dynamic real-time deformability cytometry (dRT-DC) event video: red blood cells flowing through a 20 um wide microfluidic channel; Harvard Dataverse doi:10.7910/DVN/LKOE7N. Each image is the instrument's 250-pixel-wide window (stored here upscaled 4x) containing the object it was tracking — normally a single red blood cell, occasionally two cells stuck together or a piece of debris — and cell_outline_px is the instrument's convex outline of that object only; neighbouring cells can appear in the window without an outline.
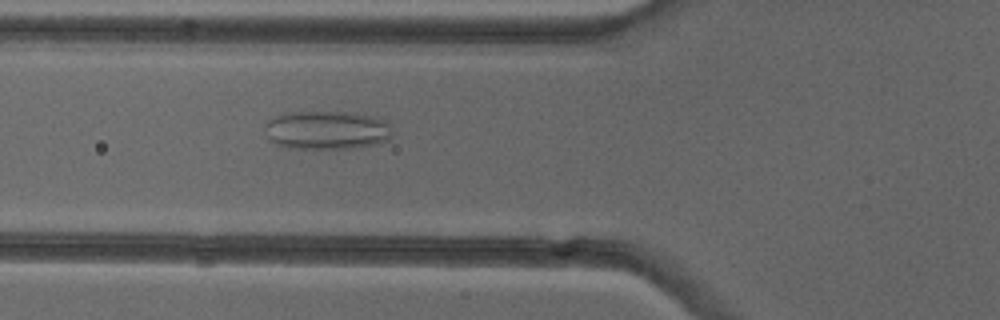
{"species": "common noctule bat (a hibernating species)", "species_latin": "Nyctalus noctula", "temperature_condition": "cold", "stored_images_in_passage": 46, "camera_frame_rate_fps": 3000, "um_per_image_px": 0.085, "animal": {"sex": "female"}, "frame": {"image": 1, "passage_image": 14, "time_ms": 4.333, "image_size_px": [1000, 320], "cell_outline_px": [[388, 140], [380, 144], [356, 148], [288, 148], [276, 144], [268, 140], [264, 124], [268, 120], [276, 116], [292, 112], [348, 112], [372, 116], [384, 120], [388, 124]], "centroid_in_image_um": [27.73, 11.07], "position_along_channel_um": 98.1, "area_um2": 28.55}}
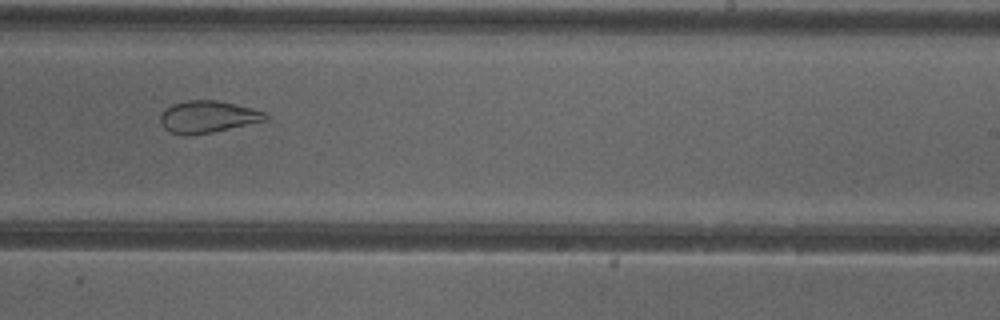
{"frame": {"image": 2, "passage_image": 27, "time_ms": 8.667, "image_size_px": [1000, 320], "cell_outline_px": [[268, 120], [212, 132], [188, 136], [184, 136], [168, 132], [160, 124], [160, 116], [164, 108], [172, 104], [184, 100], [216, 100], [252, 108], [264, 112], [268, 116]], "centroid_in_image_um": [17.6, 9.93], "position_along_channel_um": 271.4, "area_um2": 19.83}}
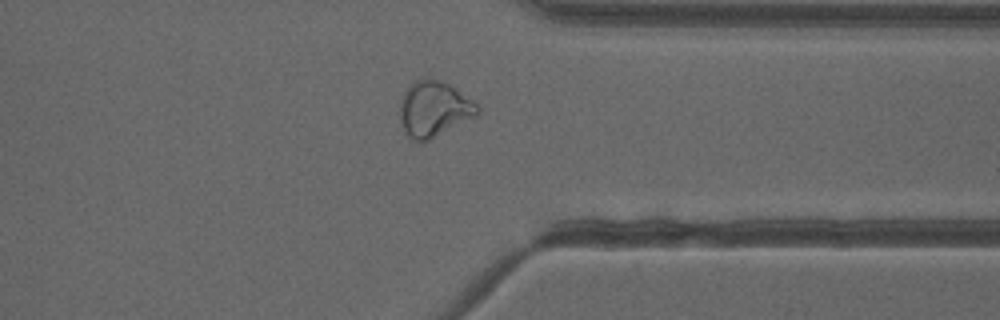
{"frame": {"image": 3, "passage_image": 35, "time_ms": 11.333, "image_size_px": [1000, 320], "cell_outline_px": [[480, 112], [476, 116], [428, 140], [416, 140], [408, 136], [404, 132], [400, 120], [400, 100], [408, 84], [416, 80], [428, 76], [432, 76], [456, 88], [472, 100], [480, 108]], "centroid_in_image_um": [36.87, 9.21], "position_along_channel_um": 374.5, "area_um2": 25.2}, "authors_computed_cell_mechanics": {"area_um2": 26.6458, "velocity_mm_per_s": 3.9805, "shape_relaxation_time_tau1_ms": null, "shape_relaxation_time_tau2_ms": 1.1445, "deformation_change_tau1": null, "deformation_change_tau2": 0.0784}}